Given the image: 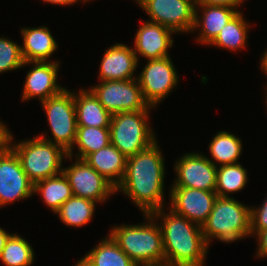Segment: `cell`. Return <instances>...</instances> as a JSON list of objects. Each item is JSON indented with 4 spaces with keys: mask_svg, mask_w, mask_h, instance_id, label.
<instances>
[{
    "mask_svg": "<svg viewBox=\"0 0 267 266\" xmlns=\"http://www.w3.org/2000/svg\"><path fill=\"white\" fill-rule=\"evenodd\" d=\"M165 159L158 141L127 157L124 178L116 192H123L143 214L165 208Z\"/></svg>",
    "mask_w": 267,
    "mask_h": 266,
    "instance_id": "1",
    "label": "cell"
},
{
    "mask_svg": "<svg viewBox=\"0 0 267 266\" xmlns=\"http://www.w3.org/2000/svg\"><path fill=\"white\" fill-rule=\"evenodd\" d=\"M152 213L154 220H162L161 229L165 262L169 266H205L208 253L201 226L169 209Z\"/></svg>",
    "mask_w": 267,
    "mask_h": 266,
    "instance_id": "2",
    "label": "cell"
},
{
    "mask_svg": "<svg viewBox=\"0 0 267 266\" xmlns=\"http://www.w3.org/2000/svg\"><path fill=\"white\" fill-rule=\"evenodd\" d=\"M143 217L146 223L117 225L108 234L136 264L165 262L158 222L152 214H144Z\"/></svg>",
    "mask_w": 267,
    "mask_h": 266,
    "instance_id": "3",
    "label": "cell"
},
{
    "mask_svg": "<svg viewBox=\"0 0 267 266\" xmlns=\"http://www.w3.org/2000/svg\"><path fill=\"white\" fill-rule=\"evenodd\" d=\"M201 229L208 246L213 238L232 243L251 237L250 207L233 197L217 196L212 211Z\"/></svg>",
    "mask_w": 267,
    "mask_h": 266,
    "instance_id": "4",
    "label": "cell"
},
{
    "mask_svg": "<svg viewBox=\"0 0 267 266\" xmlns=\"http://www.w3.org/2000/svg\"><path fill=\"white\" fill-rule=\"evenodd\" d=\"M11 133L9 132L7 145L16 153L22 169L33 184L62 173L63 159L67 158V152L60 146L38 136L15 143Z\"/></svg>",
    "mask_w": 267,
    "mask_h": 266,
    "instance_id": "5",
    "label": "cell"
},
{
    "mask_svg": "<svg viewBox=\"0 0 267 266\" xmlns=\"http://www.w3.org/2000/svg\"><path fill=\"white\" fill-rule=\"evenodd\" d=\"M150 111H128L112 115L110 140L123 155L130 157L157 141L148 122Z\"/></svg>",
    "mask_w": 267,
    "mask_h": 266,
    "instance_id": "6",
    "label": "cell"
},
{
    "mask_svg": "<svg viewBox=\"0 0 267 266\" xmlns=\"http://www.w3.org/2000/svg\"><path fill=\"white\" fill-rule=\"evenodd\" d=\"M53 138L38 135L39 138L60 146L65 152H69L75 143L77 132L76 108L74 103V91L65 88L58 95L41 101Z\"/></svg>",
    "mask_w": 267,
    "mask_h": 266,
    "instance_id": "7",
    "label": "cell"
},
{
    "mask_svg": "<svg viewBox=\"0 0 267 266\" xmlns=\"http://www.w3.org/2000/svg\"><path fill=\"white\" fill-rule=\"evenodd\" d=\"M89 90L111 115L128 111H150L154 108L144 100L137 78L100 81Z\"/></svg>",
    "mask_w": 267,
    "mask_h": 266,
    "instance_id": "8",
    "label": "cell"
},
{
    "mask_svg": "<svg viewBox=\"0 0 267 266\" xmlns=\"http://www.w3.org/2000/svg\"><path fill=\"white\" fill-rule=\"evenodd\" d=\"M136 76L144 100L154 107L166 98L179 82L177 70L171 57L150 59Z\"/></svg>",
    "mask_w": 267,
    "mask_h": 266,
    "instance_id": "9",
    "label": "cell"
},
{
    "mask_svg": "<svg viewBox=\"0 0 267 266\" xmlns=\"http://www.w3.org/2000/svg\"><path fill=\"white\" fill-rule=\"evenodd\" d=\"M151 22L177 33L192 32L195 21V0H144L139 5Z\"/></svg>",
    "mask_w": 267,
    "mask_h": 266,
    "instance_id": "10",
    "label": "cell"
},
{
    "mask_svg": "<svg viewBox=\"0 0 267 266\" xmlns=\"http://www.w3.org/2000/svg\"><path fill=\"white\" fill-rule=\"evenodd\" d=\"M32 195L33 183L22 169L16 153L6 145L0 151V208Z\"/></svg>",
    "mask_w": 267,
    "mask_h": 266,
    "instance_id": "11",
    "label": "cell"
},
{
    "mask_svg": "<svg viewBox=\"0 0 267 266\" xmlns=\"http://www.w3.org/2000/svg\"><path fill=\"white\" fill-rule=\"evenodd\" d=\"M75 160L62 171L69 180L74 196L105 203L109 196L116 193V187L85 160Z\"/></svg>",
    "mask_w": 267,
    "mask_h": 266,
    "instance_id": "12",
    "label": "cell"
},
{
    "mask_svg": "<svg viewBox=\"0 0 267 266\" xmlns=\"http://www.w3.org/2000/svg\"><path fill=\"white\" fill-rule=\"evenodd\" d=\"M176 178L171 187L215 191L217 167L203 153L183 154L175 165Z\"/></svg>",
    "mask_w": 267,
    "mask_h": 266,
    "instance_id": "13",
    "label": "cell"
},
{
    "mask_svg": "<svg viewBox=\"0 0 267 266\" xmlns=\"http://www.w3.org/2000/svg\"><path fill=\"white\" fill-rule=\"evenodd\" d=\"M170 188L169 208L176 214L202 226L212 211L217 198L216 192L196 188Z\"/></svg>",
    "mask_w": 267,
    "mask_h": 266,
    "instance_id": "14",
    "label": "cell"
},
{
    "mask_svg": "<svg viewBox=\"0 0 267 266\" xmlns=\"http://www.w3.org/2000/svg\"><path fill=\"white\" fill-rule=\"evenodd\" d=\"M32 65L33 68L27 72L21 100L27 101L38 98L41 101L58 95L65 87L58 85L57 77L61 62L59 61H29L24 62L22 67Z\"/></svg>",
    "mask_w": 267,
    "mask_h": 266,
    "instance_id": "15",
    "label": "cell"
},
{
    "mask_svg": "<svg viewBox=\"0 0 267 266\" xmlns=\"http://www.w3.org/2000/svg\"><path fill=\"white\" fill-rule=\"evenodd\" d=\"M175 32L161 24L146 21L136 31L134 40V53L146 60L169 57V48L173 46L172 35Z\"/></svg>",
    "mask_w": 267,
    "mask_h": 266,
    "instance_id": "16",
    "label": "cell"
},
{
    "mask_svg": "<svg viewBox=\"0 0 267 266\" xmlns=\"http://www.w3.org/2000/svg\"><path fill=\"white\" fill-rule=\"evenodd\" d=\"M100 63L99 81H111L135 79L139 61L133 48L116 43L105 51Z\"/></svg>",
    "mask_w": 267,
    "mask_h": 266,
    "instance_id": "17",
    "label": "cell"
},
{
    "mask_svg": "<svg viewBox=\"0 0 267 266\" xmlns=\"http://www.w3.org/2000/svg\"><path fill=\"white\" fill-rule=\"evenodd\" d=\"M239 11L240 10L231 6L196 4L195 21L192 30V32L197 31L196 29L200 30L196 41L202 45H210L217 37L220 30H222ZM200 15L202 16L200 17Z\"/></svg>",
    "mask_w": 267,
    "mask_h": 266,
    "instance_id": "18",
    "label": "cell"
},
{
    "mask_svg": "<svg viewBox=\"0 0 267 266\" xmlns=\"http://www.w3.org/2000/svg\"><path fill=\"white\" fill-rule=\"evenodd\" d=\"M22 56L25 62H49L50 57L57 50L58 44L46 26L21 28Z\"/></svg>",
    "mask_w": 267,
    "mask_h": 266,
    "instance_id": "19",
    "label": "cell"
},
{
    "mask_svg": "<svg viewBox=\"0 0 267 266\" xmlns=\"http://www.w3.org/2000/svg\"><path fill=\"white\" fill-rule=\"evenodd\" d=\"M84 160L116 188L122 182L126 171L127 157L114 145L109 144L107 147L89 154Z\"/></svg>",
    "mask_w": 267,
    "mask_h": 266,
    "instance_id": "20",
    "label": "cell"
},
{
    "mask_svg": "<svg viewBox=\"0 0 267 266\" xmlns=\"http://www.w3.org/2000/svg\"><path fill=\"white\" fill-rule=\"evenodd\" d=\"M77 126L110 127L112 115L89 89L74 92Z\"/></svg>",
    "mask_w": 267,
    "mask_h": 266,
    "instance_id": "21",
    "label": "cell"
},
{
    "mask_svg": "<svg viewBox=\"0 0 267 266\" xmlns=\"http://www.w3.org/2000/svg\"><path fill=\"white\" fill-rule=\"evenodd\" d=\"M81 259L88 266H136L109 234Z\"/></svg>",
    "mask_w": 267,
    "mask_h": 266,
    "instance_id": "22",
    "label": "cell"
},
{
    "mask_svg": "<svg viewBox=\"0 0 267 266\" xmlns=\"http://www.w3.org/2000/svg\"><path fill=\"white\" fill-rule=\"evenodd\" d=\"M109 144H111L109 127L77 126L75 143L67 153V158L73 159L74 146L78 148V152H75L77 153L75 158L84 160L89 154L107 147Z\"/></svg>",
    "mask_w": 267,
    "mask_h": 266,
    "instance_id": "23",
    "label": "cell"
},
{
    "mask_svg": "<svg viewBox=\"0 0 267 266\" xmlns=\"http://www.w3.org/2000/svg\"><path fill=\"white\" fill-rule=\"evenodd\" d=\"M38 193L44 203L55 213L62 204L73 196L68 178L61 174L33 184V194Z\"/></svg>",
    "mask_w": 267,
    "mask_h": 266,
    "instance_id": "24",
    "label": "cell"
},
{
    "mask_svg": "<svg viewBox=\"0 0 267 266\" xmlns=\"http://www.w3.org/2000/svg\"><path fill=\"white\" fill-rule=\"evenodd\" d=\"M241 139L229 131H219L209 143L210 161L216 166L238 163L243 148ZM218 162V164H217Z\"/></svg>",
    "mask_w": 267,
    "mask_h": 266,
    "instance_id": "25",
    "label": "cell"
},
{
    "mask_svg": "<svg viewBox=\"0 0 267 266\" xmlns=\"http://www.w3.org/2000/svg\"><path fill=\"white\" fill-rule=\"evenodd\" d=\"M249 23L244 19L239 11L225 26L220 30L217 37L209 46H215L226 50L237 51L246 48Z\"/></svg>",
    "mask_w": 267,
    "mask_h": 266,
    "instance_id": "26",
    "label": "cell"
},
{
    "mask_svg": "<svg viewBox=\"0 0 267 266\" xmlns=\"http://www.w3.org/2000/svg\"><path fill=\"white\" fill-rule=\"evenodd\" d=\"M97 204L92 200L73 195L61 205L55 214L65 225L79 228L91 221Z\"/></svg>",
    "mask_w": 267,
    "mask_h": 266,
    "instance_id": "27",
    "label": "cell"
},
{
    "mask_svg": "<svg viewBox=\"0 0 267 266\" xmlns=\"http://www.w3.org/2000/svg\"><path fill=\"white\" fill-rule=\"evenodd\" d=\"M247 180V169L240 162L218 166L215 192L219 197H232L229 194L243 190Z\"/></svg>",
    "mask_w": 267,
    "mask_h": 266,
    "instance_id": "28",
    "label": "cell"
},
{
    "mask_svg": "<svg viewBox=\"0 0 267 266\" xmlns=\"http://www.w3.org/2000/svg\"><path fill=\"white\" fill-rule=\"evenodd\" d=\"M34 259L31 244L16 233L10 235L0 256V261L6 266H31Z\"/></svg>",
    "mask_w": 267,
    "mask_h": 266,
    "instance_id": "29",
    "label": "cell"
},
{
    "mask_svg": "<svg viewBox=\"0 0 267 266\" xmlns=\"http://www.w3.org/2000/svg\"><path fill=\"white\" fill-rule=\"evenodd\" d=\"M24 62L21 45L0 37V73L21 69Z\"/></svg>",
    "mask_w": 267,
    "mask_h": 266,
    "instance_id": "30",
    "label": "cell"
},
{
    "mask_svg": "<svg viewBox=\"0 0 267 266\" xmlns=\"http://www.w3.org/2000/svg\"><path fill=\"white\" fill-rule=\"evenodd\" d=\"M251 231H263L267 229V197L259 208L250 207Z\"/></svg>",
    "mask_w": 267,
    "mask_h": 266,
    "instance_id": "31",
    "label": "cell"
},
{
    "mask_svg": "<svg viewBox=\"0 0 267 266\" xmlns=\"http://www.w3.org/2000/svg\"><path fill=\"white\" fill-rule=\"evenodd\" d=\"M255 235L258 242V250L256 249V257L266 258L267 257V229L263 231H251V236Z\"/></svg>",
    "mask_w": 267,
    "mask_h": 266,
    "instance_id": "32",
    "label": "cell"
},
{
    "mask_svg": "<svg viewBox=\"0 0 267 266\" xmlns=\"http://www.w3.org/2000/svg\"><path fill=\"white\" fill-rule=\"evenodd\" d=\"M243 2H245V0H196V4L231 6L237 9L243 5Z\"/></svg>",
    "mask_w": 267,
    "mask_h": 266,
    "instance_id": "33",
    "label": "cell"
},
{
    "mask_svg": "<svg viewBox=\"0 0 267 266\" xmlns=\"http://www.w3.org/2000/svg\"><path fill=\"white\" fill-rule=\"evenodd\" d=\"M0 120V151L7 145L8 135L10 130L6 124L2 123Z\"/></svg>",
    "mask_w": 267,
    "mask_h": 266,
    "instance_id": "34",
    "label": "cell"
},
{
    "mask_svg": "<svg viewBox=\"0 0 267 266\" xmlns=\"http://www.w3.org/2000/svg\"><path fill=\"white\" fill-rule=\"evenodd\" d=\"M44 1L46 3L49 4H56V5H60V6H68V5H74L77 2H83L85 4V2L83 0H41Z\"/></svg>",
    "mask_w": 267,
    "mask_h": 266,
    "instance_id": "35",
    "label": "cell"
},
{
    "mask_svg": "<svg viewBox=\"0 0 267 266\" xmlns=\"http://www.w3.org/2000/svg\"><path fill=\"white\" fill-rule=\"evenodd\" d=\"M12 233L6 232L3 228L0 227V256L3 248L5 247L6 241Z\"/></svg>",
    "mask_w": 267,
    "mask_h": 266,
    "instance_id": "36",
    "label": "cell"
},
{
    "mask_svg": "<svg viewBox=\"0 0 267 266\" xmlns=\"http://www.w3.org/2000/svg\"><path fill=\"white\" fill-rule=\"evenodd\" d=\"M266 51L262 54V58L260 60V67H261V70L264 71L263 73L266 74L267 76V49H265Z\"/></svg>",
    "mask_w": 267,
    "mask_h": 266,
    "instance_id": "37",
    "label": "cell"
},
{
    "mask_svg": "<svg viewBox=\"0 0 267 266\" xmlns=\"http://www.w3.org/2000/svg\"><path fill=\"white\" fill-rule=\"evenodd\" d=\"M136 266H169L166 262H157V263H141L136 264Z\"/></svg>",
    "mask_w": 267,
    "mask_h": 266,
    "instance_id": "38",
    "label": "cell"
},
{
    "mask_svg": "<svg viewBox=\"0 0 267 266\" xmlns=\"http://www.w3.org/2000/svg\"><path fill=\"white\" fill-rule=\"evenodd\" d=\"M75 266H88L82 259L78 260L77 264Z\"/></svg>",
    "mask_w": 267,
    "mask_h": 266,
    "instance_id": "39",
    "label": "cell"
},
{
    "mask_svg": "<svg viewBox=\"0 0 267 266\" xmlns=\"http://www.w3.org/2000/svg\"><path fill=\"white\" fill-rule=\"evenodd\" d=\"M134 1H136L137 2V4H141L144 0H134Z\"/></svg>",
    "mask_w": 267,
    "mask_h": 266,
    "instance_id": "40",
    "label": "cell"
},
{
    "mask_svg": "<svg viewBox=\"0 0 267 266\" xmlns=\"http://www.w3.org/2000/svg\"><path fill=\"white\" fill-rule=\"evenodd\" d=\"M266 87H267V85H266ZM264 91H267V90H264ZM265 94H266L265 103H266V106H267V92Z\"/></svg>",
    "mask_w": 267,
    "mask_h": 266,
    "instance_id": "41",
    "label": "cell"
}]
</instances>
